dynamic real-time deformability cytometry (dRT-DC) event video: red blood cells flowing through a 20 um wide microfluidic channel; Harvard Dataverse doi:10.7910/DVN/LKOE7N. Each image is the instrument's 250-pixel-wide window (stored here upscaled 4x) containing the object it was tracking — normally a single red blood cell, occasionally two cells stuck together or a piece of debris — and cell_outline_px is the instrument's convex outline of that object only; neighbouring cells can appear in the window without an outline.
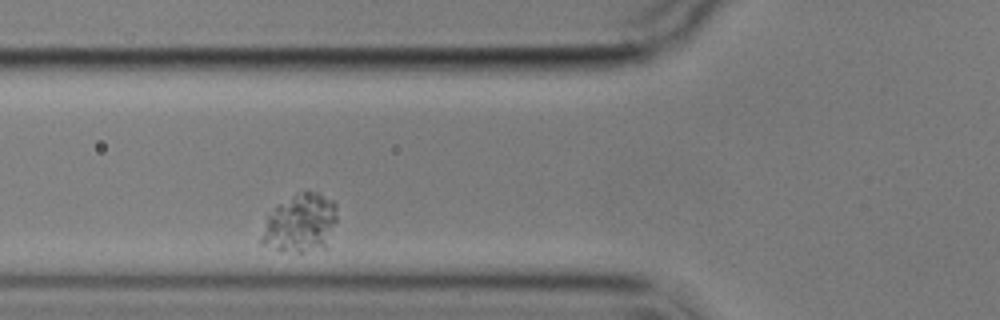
{"species": "common noctule bat (a hibernating species)", "species_latin": "Nyctalus noctula", "temperature_condition": "cold", "stored_images_in_passage": 2, "camera_frame_rate_fps": 3000, "um_per_image_px": 0.085, "animal": {"sex": "male", "body_mass_g": 17.9}, "frame": {"image": 1, "passage_image": 2, "time_ms": 1.333, "image_size_px": [1000, 320], "cell_outline_px": [[336, 220], [328, 248], [304, 252], [296, 252], [276, 248], [260, 244], [260, 240], [268, 216], [276, 204], [292, 196], [304, 192], [316, 192], [332, 200], [336, 204]], "centroid_in_image_um": [25.57, 18.99], "position_along_channel_um": 100.2, "area_um2": 25.61}}